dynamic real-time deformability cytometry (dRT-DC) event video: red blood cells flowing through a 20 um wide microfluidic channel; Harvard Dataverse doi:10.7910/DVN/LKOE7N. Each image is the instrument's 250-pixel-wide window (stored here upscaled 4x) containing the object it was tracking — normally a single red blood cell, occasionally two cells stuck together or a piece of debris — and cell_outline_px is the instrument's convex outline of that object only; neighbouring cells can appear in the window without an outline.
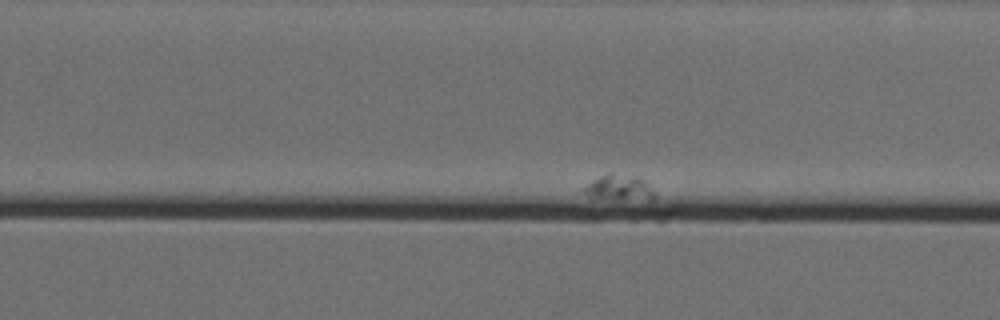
{"species": "Egyptian fruit bat (a non-hibernating species)", "species_latin": "Rousettus aegyptiacus", "temperature_condition": "cold", "stored_images_in_passage": 73, "camera_frame_rate_fps": 3000, "um_per_image_px": 0.085, "animal": {"sex": "female"}, "frame": {"image": 1, "passage_image": 52, "time_ms": 17.0, "image_size_px": [1000, 320], "cell_outline_px": [[656, 196], [652, 200], [592, 200], [576, 192], [580, 188], [592, 180], [600, 176], [636, 176], [644, 180], [656, 192]], "centroid_in_image_um": [52.51, 16.06], "position_along_channel_um": 277.3, "area_um2": 11.16}}
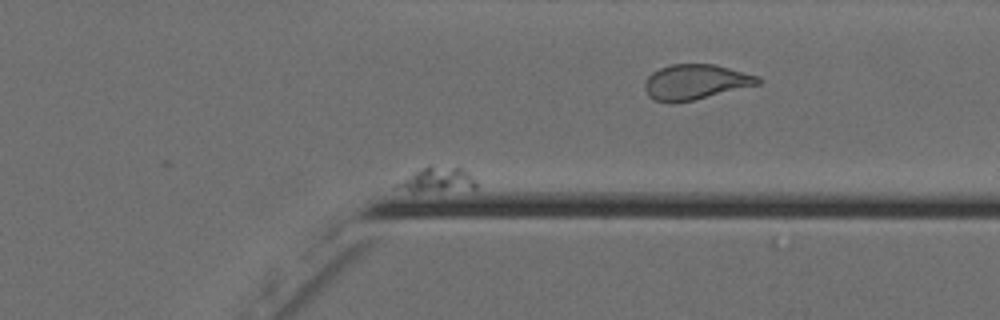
{"frame": {"image": 2, "passage_image": 67, "time_ms": 22.0, "image_size_px": [1000, 320], "cell_outline_px": [[476, 188], [416, 192], [412, 192], [392, 188], [396, 184], [420, 168], [428, 164], [432, 164], [464, 168], [476, 180]], "centroid_in_image_um": [37.15, 15.25], "position_along_channel_um": 374.2, "area_um2": 11.68}}